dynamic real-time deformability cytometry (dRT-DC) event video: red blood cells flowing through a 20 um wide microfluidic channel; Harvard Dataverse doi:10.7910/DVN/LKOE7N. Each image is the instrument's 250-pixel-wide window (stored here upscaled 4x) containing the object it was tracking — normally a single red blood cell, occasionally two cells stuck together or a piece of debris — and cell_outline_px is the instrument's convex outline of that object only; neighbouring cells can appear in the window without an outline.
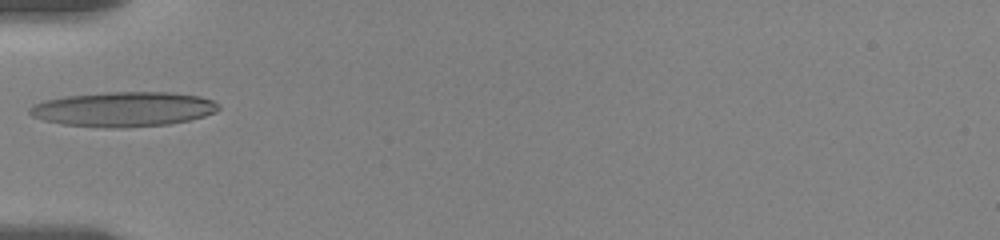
{"species": "human", "species_latin": "Homo sapiens", "temperature_condition": "room temperature", "stored_images_in_passage": 13, "camera_frame_rate_fps": 3000, "um_per_image_px": 0.085, "donor": {"sex": "female"}, "frame": {"image": 1, "passage_image": 1, "time_ms": 0.0, "image_size_px": [1000, 240], "cell_outline_px": [[220, 108], [216, 112], [204, 116], [188, 120], [168, 124], [124, 128], [104, 128], [64, 124], [44, 120], [32, 116], [28, 112], [28, 108], [32, 104], [44, 100], [64, 96], [108, 92], [172, 92], [200, 96], [212, 100], [220, 104]], "centroid_in_image_um": [10.49, 9.28], "position_along_channel_um": 74.5, "area_um2": 38.55}}
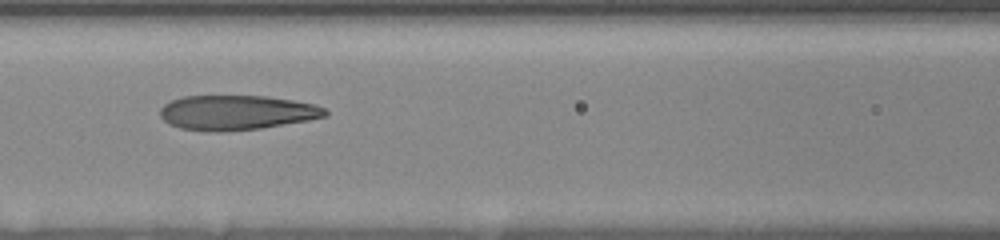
{"frame": {"image": 2, "passage_image": 6, "time_ms": 2.0, "image_size_px": [1000, 240], "cell_outline_px": [[328, 116], [308, 120], [260, 128], [224, 132], [212, 132], [180, 128], [168, 124], [160, 116], [160, 108], [164, 104], [172, 100], [184, 96], [268, 96], [316, 104], [324, 108], [328, 112]], "centroid_in_image_um": [20.1, 9.57], "position_along_channel_um": 146.5, "area_um2": 33.52}}
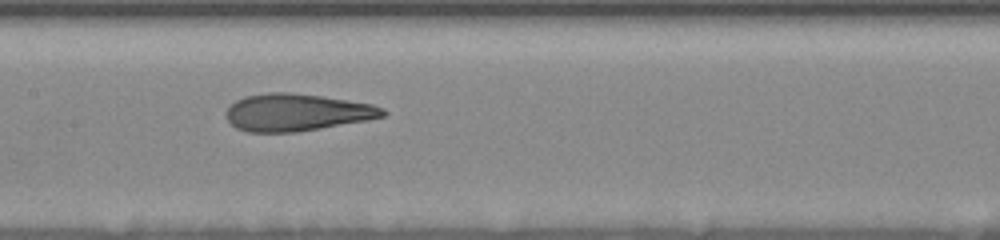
{"frame": {"image": 3, "passage_image": 12, "time_ms": 3.0, "image_size_px": [1000, 240], "cell_outline_px": [[388, 112], [384, 116], [368, 120], [296, 132], [248, 132], [236, 128], [228, 120], [224, 112], [236, 100], [244, 96], [268, 92], [288, 92], [320, 96], [348, 100], [372, 104], [384, 108]], "centroid_in_image_um": [25.21, 9.55], "position_along_channel_um": 182.2, "area_um2": 33.99}}